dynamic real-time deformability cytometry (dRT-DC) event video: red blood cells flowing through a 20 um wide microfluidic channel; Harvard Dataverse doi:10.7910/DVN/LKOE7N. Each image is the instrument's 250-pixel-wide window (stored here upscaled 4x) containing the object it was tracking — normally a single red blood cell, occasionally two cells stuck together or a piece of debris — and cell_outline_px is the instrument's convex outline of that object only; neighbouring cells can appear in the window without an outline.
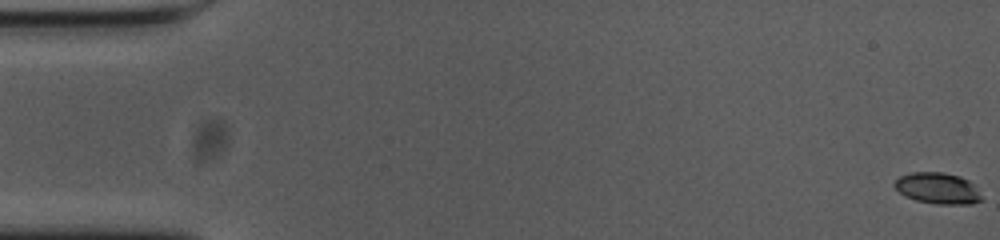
{"species": "common noctule bat (a hibernating species)", "species_latin": "Nyctalus noctula", "temperature_condition": "cold", "stored_images_in_passage": 56, "camera_frame_rate_fps": 3000, "um_per_image_px": 0.085, "animal": {"sex": "female", "body_mass_g": 23.0, "forearm_length_mm": 53.4}, "frame": {"image": 1, "passage_image": 1, "time_ms": 0.0, "image_size_px": [1000, 240], "cell_outline_px": [[984, 200], [972, 204], [936, 204], [916, 200], [904, 196], [892, 184], [900, 176], [912, 172], [944, 172], [960, 176], [968, 180], [972, 184]], "centroid_in_image_um": [79.7, 16.0], "position_along_channel_um": 5.3, "area_um2": 15.84}}
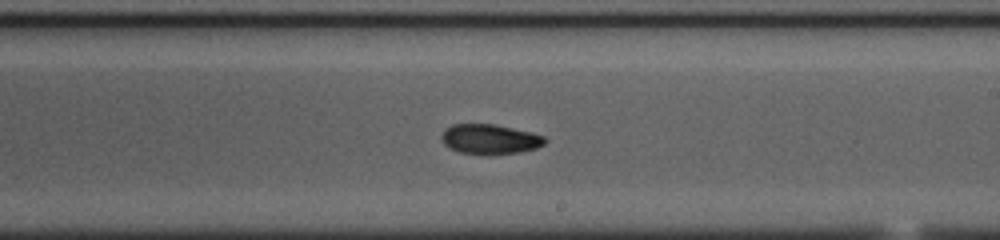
{"frame": {"image": 2, "passage_image": 33, "time_ms": 10.667, "image_size_px": [1000, 240], "cell_outline_px": [[548, 140], [544, 144], [536, 148], [520, 152], [488, 156], [460, 152], [448, 148], [444, 144], [440, 136], [452, 124], [496, 124], [532, 132], [544, 136]], "centroid_in_image_um": [41.66, 11.84], "position_along_channel_um": 247.3, "area_um2": 18.32}}
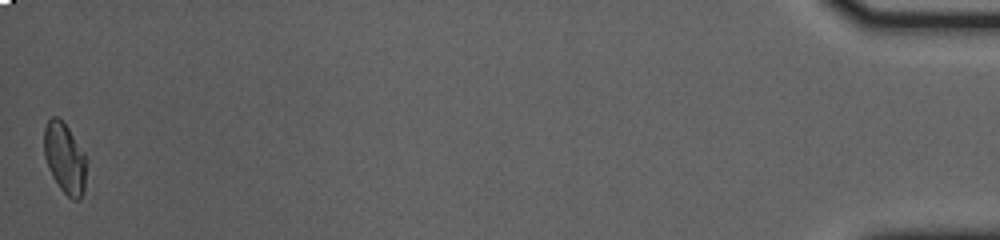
{"frame": {"image": 3, "passage_image": 56, "time_ms": 18.333, "image_size_px": [1000, 240], "cell_outline_px": [[88, 160], [84, 192], [80, 200], [72, 200], [60, 188], [52, 176], [48, 168], [44, 156], [44, 128], [48, 120], [52, 116], [56, 116], [68, 128], [84, 152]], "centroid_in_image_um": [5.53, 13.48], "position_along_channel_um": 429.7, "area_um2": 17.69}, "authors_computed_cell_mechanics": {"area_um2": 17.6868, "velocity_mm_per_s": 3.6813, "shape_relaxation_time_tau1_ms": null, "shape_relaxation_time_tau2_ms": 5.4048, "deformation_change_tau1": null, "deformation_change_tau2": 0.0935}}